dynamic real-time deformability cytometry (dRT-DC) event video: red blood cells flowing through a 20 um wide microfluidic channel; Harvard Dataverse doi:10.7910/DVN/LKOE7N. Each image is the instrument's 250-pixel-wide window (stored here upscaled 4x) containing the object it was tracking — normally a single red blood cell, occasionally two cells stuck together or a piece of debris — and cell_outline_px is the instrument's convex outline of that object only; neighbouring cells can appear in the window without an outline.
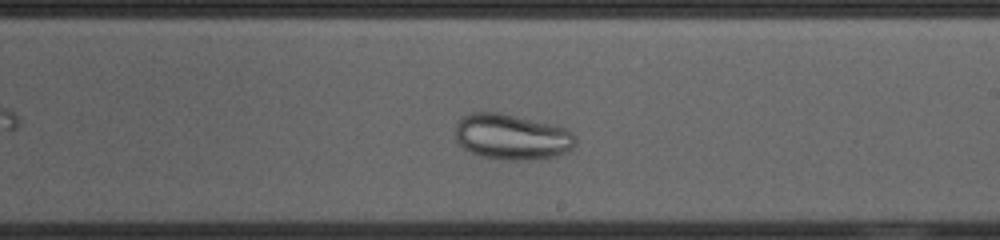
{"species": "common noctule bat (a hibernating species)", "species_latin": "Nyctalus noctula", "temperature_condition": "cold", "stored_images_in_passage": 42, "camera_frame_rate_fps": 3000, "um_per_image_px": 0.085, "animal": {"sex": "female", "body_mass_g": 23.0, "forearm_length_mm": 53.4}, "frame": {"image": 1, "passage_image": 24, "time_ms": 7.667, "image_size_px": [1000, 240], "cell_outline_px": [[576, 144], [568, 152], [556, 156], [524, 160], [500, 160], [480, 156], [464, 148], [456, 140], [456, 120], [460, 116], [472, 112], [496, 112], [552, 124], [564, 128], [572, 132], [576, 136]], "centroid_in_image_um": [43.49, 11.63], "position_along_channel_um": 245.5, "area_um2": 32.14}}